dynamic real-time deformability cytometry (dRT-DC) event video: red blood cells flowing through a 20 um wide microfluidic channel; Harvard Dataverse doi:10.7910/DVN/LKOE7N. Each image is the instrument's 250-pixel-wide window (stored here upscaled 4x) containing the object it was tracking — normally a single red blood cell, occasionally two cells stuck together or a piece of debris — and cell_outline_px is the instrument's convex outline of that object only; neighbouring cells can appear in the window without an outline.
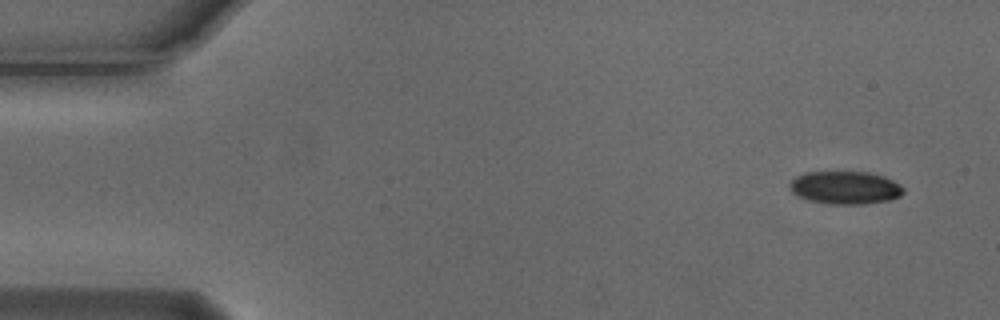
{"species": "Egyptian fruit bat (a non-hibernating species)", "species_latin": "Rousettus aegyptiacus", "temperature_condition": "cold", "stored_images_in_passage": 5, "camera_frame_rate_fps": 3000, "um_per_image_px": 0.085, "animal": {"sex": "male"}, "frame": {"image": 1, "passage_image": 1, "time_ms": 0.0, "image_size_px": [1000, 320], "cell_outline_px": [[904, 192], [900, 196], [888, 200], [864, 204], [828, 204], [808, 200], [792, 192], [788, 184], [796, 176], [804, 172], [868, 172], [884, 176], [900, 184], [904, 188]], "centroid_in_image_um": [71.84, 15.95], "position_along_channel_um": 13.2, "area_um2": 21.85}}
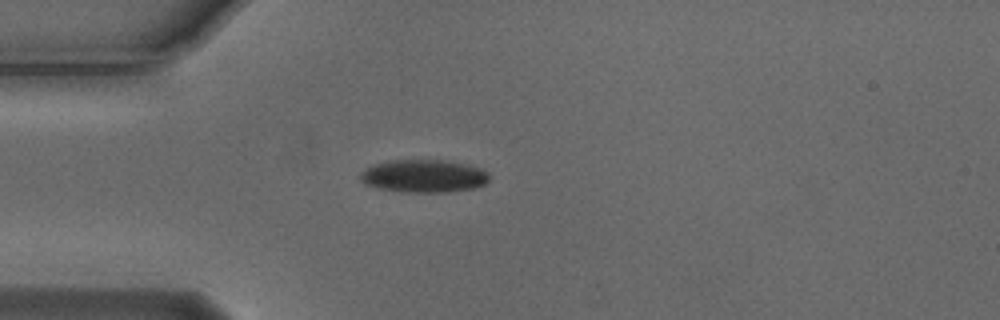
{"frame": {"image": 2, "passage_image": 4, "time_ms": 1.0, "image_size_px": [1000, 320], "cell_outline_px": [[488, 180], [484, 184], [476, 188], [448, 192], [404, 192], [380, 188], [364, 184], [360, 180], [360, 172], [372, 164], [388, 160], [444, 160], [468, 164], [480, 168], [488, 172]], "centroid_in_image_um": [36.01, 14.96], "position_along_channel_um": 49.0, "area_um2": 24.85}}